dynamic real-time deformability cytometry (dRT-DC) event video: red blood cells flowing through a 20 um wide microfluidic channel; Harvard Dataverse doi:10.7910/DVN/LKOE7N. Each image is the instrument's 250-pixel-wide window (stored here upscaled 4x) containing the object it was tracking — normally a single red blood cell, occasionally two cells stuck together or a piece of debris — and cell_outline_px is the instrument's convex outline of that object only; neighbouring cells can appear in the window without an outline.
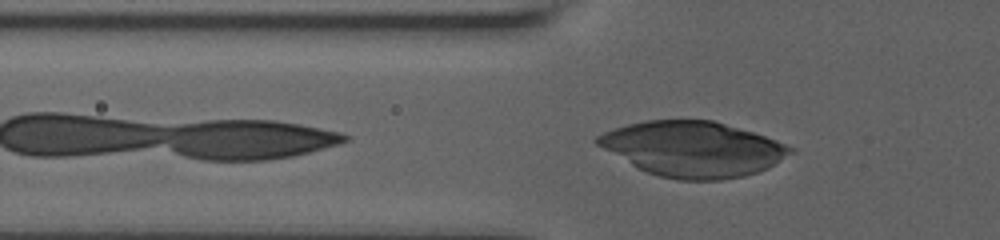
{"species": "human", "species_latin": "Homo sapiens", "temperature_condition": "room temperature", "stored_images_in_passage": 26, "camera_frame_rate_fps": 3000, "um_per_image_px": 0.085, "donor": {"sex": "male"}, "frame": {"image": 1, "passage_image": 2, "time_ms": 0.333, "image_size_px": [1000, 240], "cell_outline_px": [[796, 152], [768, 168], [744, 176], [720, 180], [676, 180], [660, 176], [648, 172], [632, 164], [596, 144], [592, 140], [596, 136], [604, 132], [628, 124], [648, 120], [712, 120], [752, 132], [776, 140], [796, 148]], "centroid_in_image_um": [58.94, 12.67], "position_along_channel_um": 66.9, "area_um2": 61.67}}
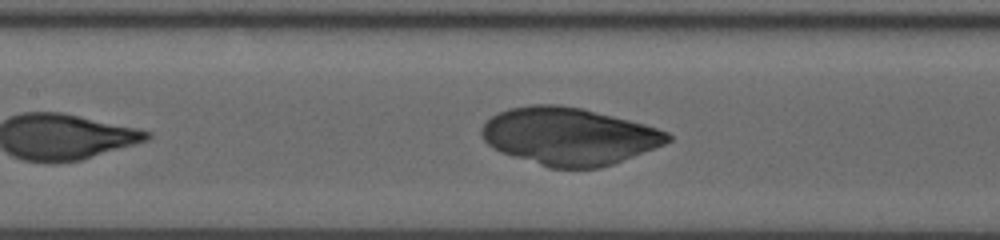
{"frame": {"image": 2, "passage_image": 11, "time_ms": 3.0, "image_size_px": [1000, 240], "cell_outline_px": [[672, 140], [664, 144], [612, 164], [600, 168], [548, 168], [500, 152], [492, 148], [480, 136], [480, 128], [492, 116], [508, 108], [532, 104], [560, 104], [580, 108], [644, 124], [668, 132], [672, 136]], "centroid_in_image_um": [48.32, 11.58], "position_along_channel_um": 159.1, "area_um2": 62.08}}
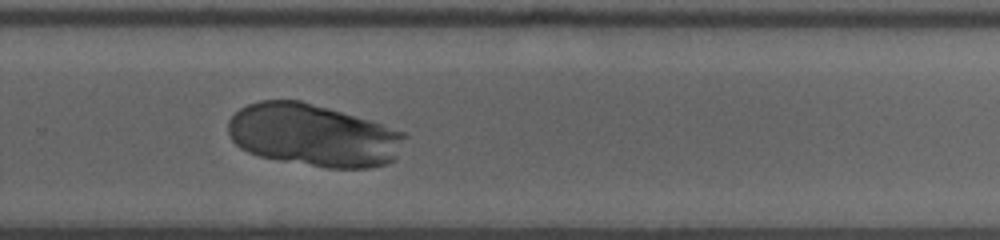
{"frame": {"image": 3, "passage_image": 24, "time_ms": 7.0, "image_size_px": [1000, 240], "cell_outline_px": [[408, 136], [396, 156], [388, 164], [368, 168], [328, 168], [280, 160], [260, 156], [248, 152], [240, 148], [232, 140], [228, 132], [228, 120], [240, 108], [248, 104], [260, 100], [300, 100], [328, 108], [368, 120], [404, 132]], "centroid_in_image_um": [26.62, 11.5], "position_along_channel_um": 303.2, "area_um2": 64.04}}